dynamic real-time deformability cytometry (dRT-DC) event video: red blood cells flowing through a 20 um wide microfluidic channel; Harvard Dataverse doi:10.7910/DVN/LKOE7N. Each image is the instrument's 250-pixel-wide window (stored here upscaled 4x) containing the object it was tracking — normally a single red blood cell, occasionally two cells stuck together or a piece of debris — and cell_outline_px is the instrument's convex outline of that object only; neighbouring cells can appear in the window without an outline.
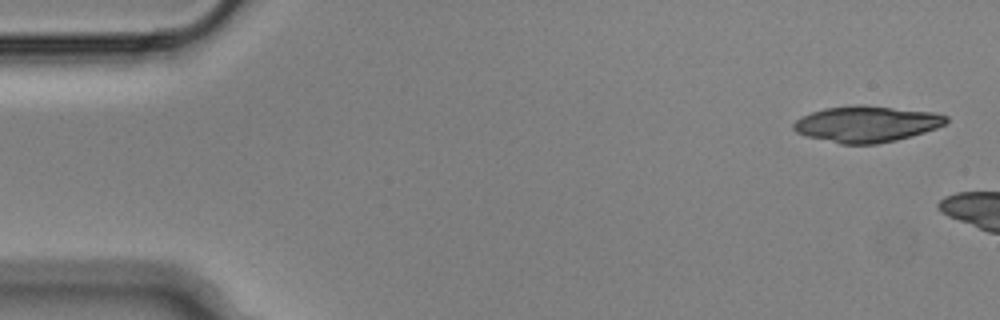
{"species": "Egyptian fruit bat (a non-hibernating species)", "species_latin": "Rousettus aegyptiacus", "temperature_condition": "cold", "stored_images_in_passage": 2, "camera_frame_rate_fps": 3000, "um_per_image_px": 0.085, "animal": {"sex": "male"}, "frame": {"image": 1, "passage_image": 1, "time_ms": 0.0, "image_size_px": [1000, 320], "cell_outline_px": [[948, 120], [944, 124], [936, 128], [912, 136], [896, 140], [876, 144], [840, 144], [808, 136], [796, 132], [792, 128], [792, 124], [796, 120], [812, 112], [824, 108], [856, 104], [860, 104], [932, 112], [948, 116]], "centroid_in_image_um": [73.65, 10.54], "position_along_channel_um": 11.4, "area_um2": 32.02}}